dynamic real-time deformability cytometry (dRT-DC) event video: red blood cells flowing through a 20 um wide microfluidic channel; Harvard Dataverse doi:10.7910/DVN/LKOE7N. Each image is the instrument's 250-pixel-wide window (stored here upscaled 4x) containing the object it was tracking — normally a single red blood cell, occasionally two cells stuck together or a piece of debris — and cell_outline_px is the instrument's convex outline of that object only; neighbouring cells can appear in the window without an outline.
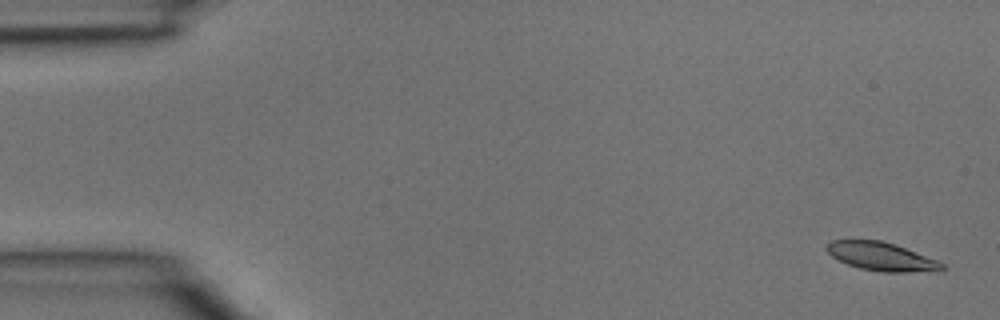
{"species": "common noctule bat (a hibernating species)", "species_latin": "Nyctalus noctula", "temperature_condition": "room temperature", "stored_images_in_passage": 3, "camera_frame_rate_fps": 3000, "um_per_image_px": 0.085, "animal": {"sex": "male", "body_mass_g": 15.6}, "frame": {"image": 1, "passage_image": 1, "time_ms": 0.0, "image_size_px": [1000, 320], "cell_outline_px": [[944, 268], [940, 272], [880, 272], [860, 268], [848, 264], [832, 256], [828, 252], [828, 244], [832, 240], [880, 240], [896, 244], [936, 260], [944, 264]], "centroid_in_image_um": [74.99, 21.82], "position_along_channel_um": 10.0, "area_um2": 19.02}}
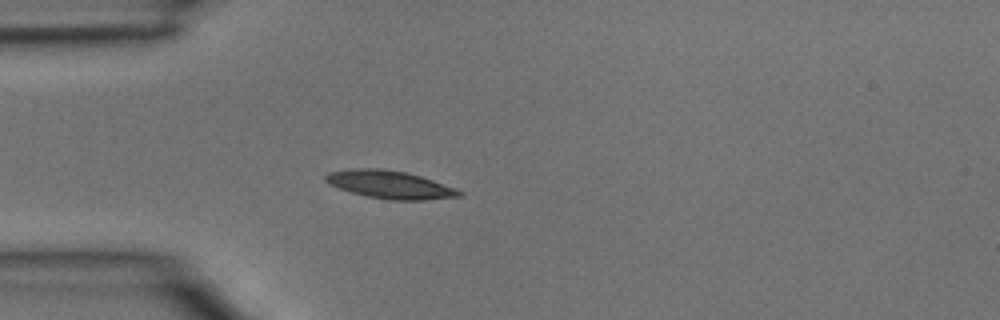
{"frame": {"image": 2, "passage_image": 3, "time_ms": 0.667, "image_size_px": [1000, 320], "cell_outline_px": [[464, 192], [460, 196], [424, 200], [388, 200], [368, 196], [352, 192], [328, 184], [324, 180], [324, 176], [328, 172], [352, 168], [384, 168], [404, 172], [420, 176], [456, 188]], "centroid_in_image_um": [33.12, 15.68], "position_along_channel_um": 51.9, "area_um2": 21.68}}